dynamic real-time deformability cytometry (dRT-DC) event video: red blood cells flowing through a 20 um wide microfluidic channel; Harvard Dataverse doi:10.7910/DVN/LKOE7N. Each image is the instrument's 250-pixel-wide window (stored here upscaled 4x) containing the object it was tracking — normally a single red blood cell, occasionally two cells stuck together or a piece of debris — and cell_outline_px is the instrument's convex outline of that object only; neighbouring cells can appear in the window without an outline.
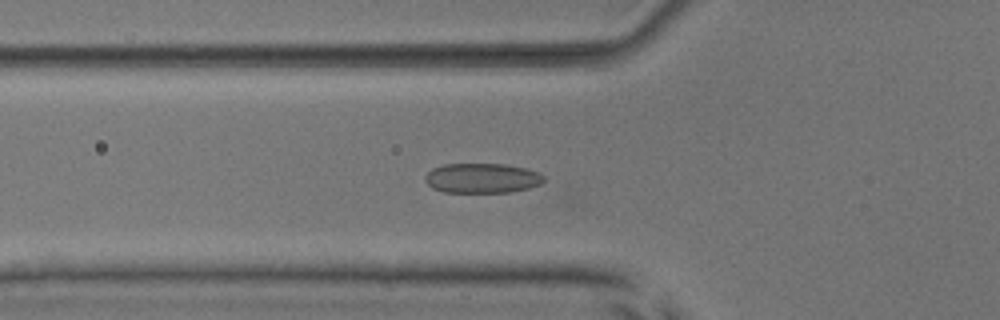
{"species": "common noctule bat (a hibernating species)", "species_latin": "Nyctalus noctula", "temperature_condition": "room temperature", "stored_images_in_passage": 54, "camera_frame_rate_fps": 3000, "um_per_image_px": 0.085, "animal": {"sex": "male", "body_mass_g": 17.9, "forearm_length_mm": 54.2}, "frame": {"image": 1, "passage_image": 20, "time_ms": 6.333, "image_size_px": [1000, 320], "cell_outline_px": [[544, 180], [540, 184], [528, 188], [512, 192], [444, 192], [432, 188], [424, 180], [424, 176], [432, 168], [444, 164], [504, 164], [524, 168], [540, 172], [544, 176]], "centroid_in_image_um": [40.96, 15.14], "position_along_channel_um": 84.8, "area_um2": 20.69}}
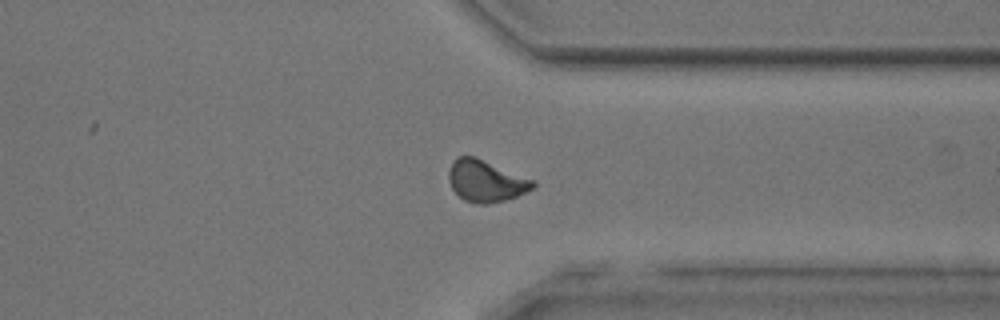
{"frame": {"image": 2, "passage_image": 42, "time_ms": 13.667, "image_size_px": [1000, 320], "cell_outline_px": [[536, 184], [532, 188], [516, 196], [504, 200], [488, 204], [476, 204], [464, 200], [452, 188], [448, 180], [448, 172], [452, 160], [456, 156], [476, 156], [536, 180]], "centroid_in_image_um": [41.29, 15.36], "position_along_channel_um": 370.1, "area_um2": 20.69}}
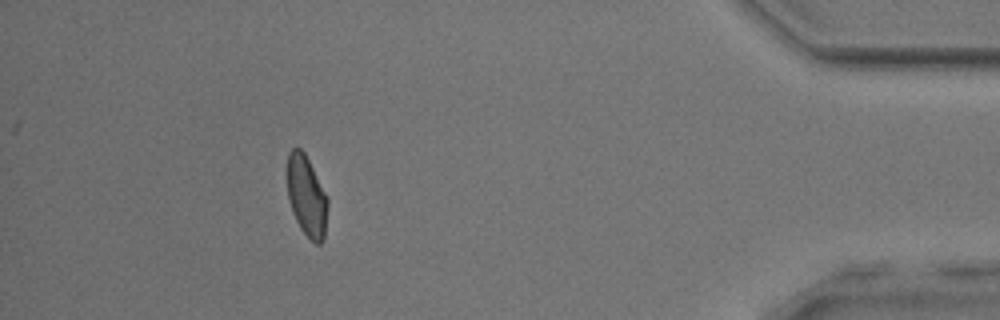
{"frame": {"image": 3, "passage_image": 49, "time_ms": 16.0, "image_size_px": [1000, 320], "cell_outline_px": [[328, 208], [324, 240], [320, 244], [316, 244], [300, 228], [292, 212], [288, 196], [288, 152], [292, 148], [300, 148], [304, 152], [328, 196]], "centroid_in_image_um": [26.09, 16.68], "position_along_channel_um": 409.1, "area_um2": 19.02}, "authors_computed_cell_mechanics": {"area_um2": 20.3167, "velocity_mm_per_s": 3.8984, "shape_relaxation_time_tau1_ms": 5.9538, "shape_relaxation_time_tau2_ms": 0.8563, "deformation_change_tau1": 0.1327, "deformation_change_tau2": 0.0574}}